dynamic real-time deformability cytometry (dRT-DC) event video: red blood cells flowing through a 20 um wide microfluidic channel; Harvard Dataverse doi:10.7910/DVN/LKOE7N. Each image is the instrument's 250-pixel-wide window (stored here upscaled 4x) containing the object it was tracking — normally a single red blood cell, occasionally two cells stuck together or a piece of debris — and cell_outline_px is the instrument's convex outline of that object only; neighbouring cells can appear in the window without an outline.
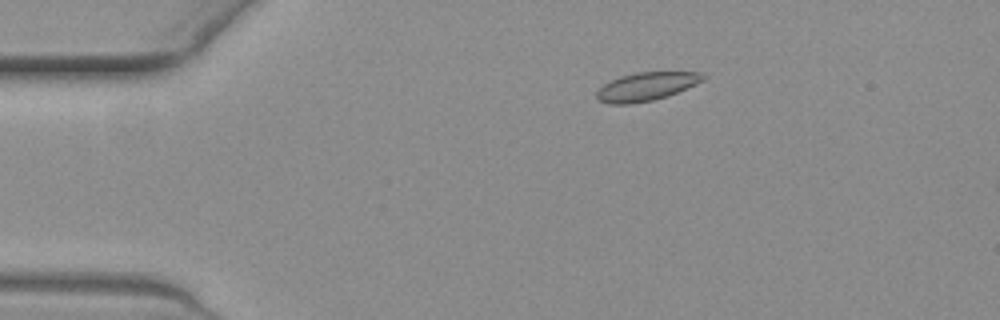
{"species": "common noctule bat (a hibernating species)", "species_latin": "Nyctalus noctula", "temperature_condition": "warm", "stored_images_in_passage": 7, "camera_frame_rate_fps": 3000, "um_per_image_px": 0.085, "animal": {"sex": "female", "body_mass_g": 19.3, "forearm_length_mm": 54.1}, "frame": {"image": 1, "passage_image": 1, "time_ms": 0.0, "image_size_px": [1000, 320], "cell_outline_px": [[708, 76], [704, 80], [696, 84], [668, 96], [652, 100], [628, 104], [608, 104], [596, 100], [596, 92], [604, 84], [620, 76], [636, 72], [700, 72]], "centroid_in_image_um": [54.94, 7.35], "position_along_channel_um": 30.1, "area_um2": 17.63}}